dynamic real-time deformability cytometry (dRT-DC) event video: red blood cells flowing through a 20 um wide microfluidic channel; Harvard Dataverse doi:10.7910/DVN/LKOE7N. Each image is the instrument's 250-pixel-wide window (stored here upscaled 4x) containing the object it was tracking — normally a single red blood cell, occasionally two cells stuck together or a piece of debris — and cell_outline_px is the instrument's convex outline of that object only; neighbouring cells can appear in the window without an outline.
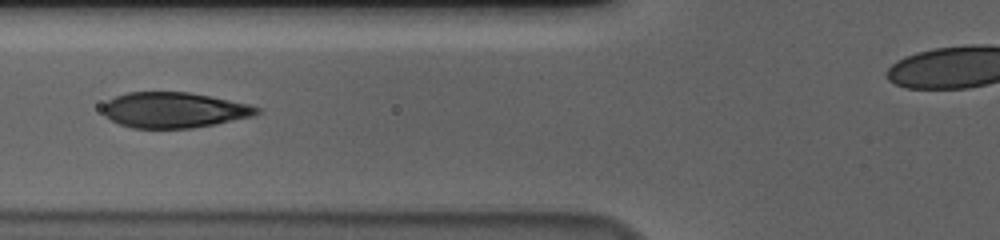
{"species": "human", "species_latin": "Homo sapiens", "temperature_condition": "cold", "stored_images_in_passage": 36, "camera_frame_rate_fps": 3000, "um_per_image_px": 0.085, "donor": {"sex": "male"}, "frame": {"image": 1, "passage_image": 7, "time_ms": 2.0, "image_size_px": [1000, 240], "cell_outline_px": [[260, 112], [252, 116], [216, 124], [192, 128], [132, 128], [120, 124], [104, 116], [104, 104], [108, 100], [116, 96], [128, 92], [188, 92], [248, 104], [260, 108]], "centroid_in_image_um": [14.78, 9.36], "position_along_channel_um": 111.0, "area_um2": 31.62}}
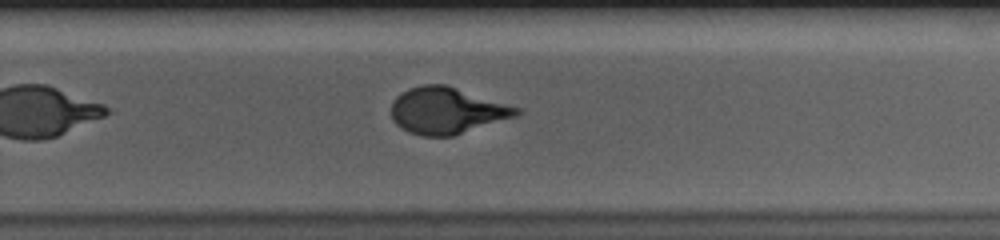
{"frame": {"image": 2, "passage_image": 22, "time_ms": 7.0, "image_size_px": [1000, 240], "cell_outline_px": [[520, 112], [516, 116], [452, 136], [424, 136], [408, 132], [400, 128], [392, 120], [392, 100], [396, 96], [408, 88], [424, 84], [444, 84], [520, 108]], "centroid_in_image_um": [37.93, 9.4], "position_along_channel_um": 291.9, "area_um2": 33.64}}
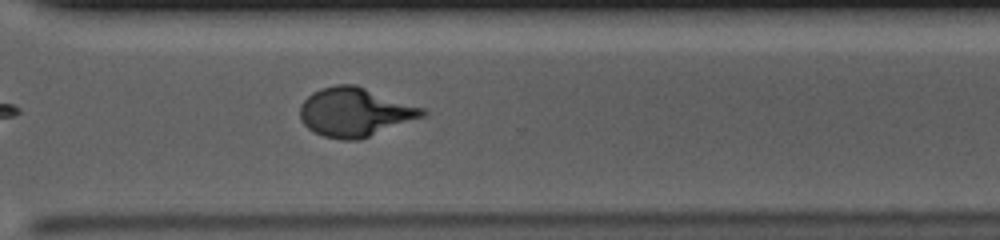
{"frame": {"image": 3, "passage_image": 26, "time_ms": 8.333, "image_size_px": [1000, 240], "cell_outline_px": [[428, 112], [424, 116], [360, 140], [344, 140], [324, 136], [308, 128], [300, 120], [300, 104], [312, 92], [320, 88], [336, 84], [356, 84], [424, 108]], "centroid_in_image_um": [30.16, 9.52], "position_along_channel_um": 340.4, "area_um2": 34.91}}